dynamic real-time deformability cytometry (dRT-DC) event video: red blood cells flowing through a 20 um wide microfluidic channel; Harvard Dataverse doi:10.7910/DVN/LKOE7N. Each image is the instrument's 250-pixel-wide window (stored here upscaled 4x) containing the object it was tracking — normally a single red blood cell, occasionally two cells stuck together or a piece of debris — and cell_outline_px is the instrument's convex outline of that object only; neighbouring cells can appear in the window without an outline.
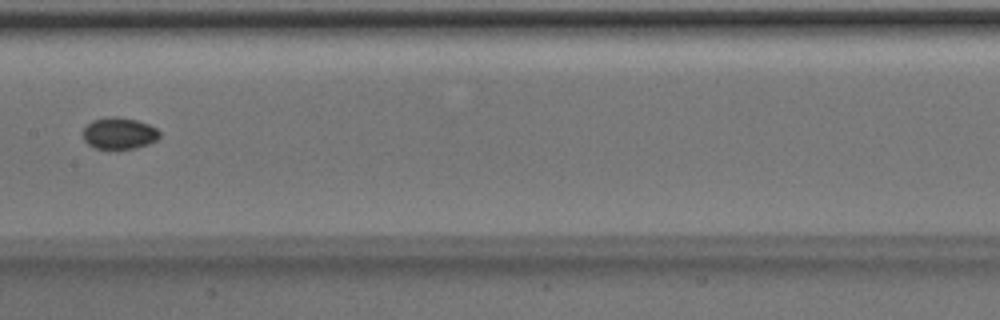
{"species": "Egyptian fruit bat (a non-hibernating species)", "species_latin": "Rousettus aegyptiacus", "temperature_condition": "room temperature", "stored_images_in_passage": 6, "camera_frame_rate_fps": 3000, "um_per_image_px": 0.085, "animal": {"sex": "male"}, "frame": {"image": 1, "passage_image": 6, "time_ms": 1.667, "image_size_px": [1000, 320], "cell_outline_px": [[160, 136], [156, 140], [148, 144], [136, 148], [96, 148], [88, 144], [84, 140], [84, 128], [92, 120], [108, 116], [116, 116], [136, 120], [148, 124], [156, 128], [160, 132]], "centroid_in_image_um": [10.14, 11.31], "position_along_channel_um": 197.3, "area_um2": 13.99}}